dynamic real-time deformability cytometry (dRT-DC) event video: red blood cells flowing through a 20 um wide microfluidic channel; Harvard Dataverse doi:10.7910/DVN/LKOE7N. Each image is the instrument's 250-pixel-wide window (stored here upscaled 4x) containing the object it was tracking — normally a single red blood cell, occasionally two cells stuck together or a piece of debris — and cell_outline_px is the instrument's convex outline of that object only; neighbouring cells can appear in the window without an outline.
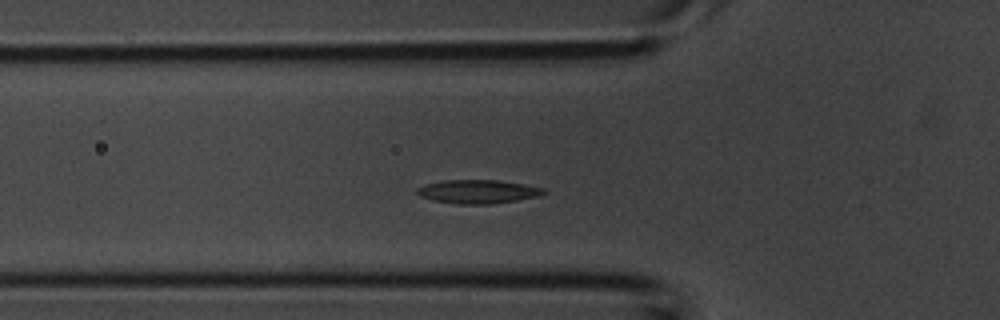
{"species": "common noctule bat (a hibernating species)", "species_latin": "Nyctalus noctula", "temperature_condition": "room temperature", "stored_images_in_passage": 38, "camera_frame_rate_fps": 3000, "um_per_image_px": 0.085, "animal": {"sex": "male", "body_mass_g": 20.1, "forearm_length_mm": 53.5}, "frame": {"image": 1, "passage_image": 8, "time_ms": 2.333, "image_size_px": [1000, 320], "cell_outline_px": [[548, 192], [536, 196], [516, 200], [492, 204], [456, 204], [432, 200], [420, 196], [416, 192], [416, 188], [424, 184], [444, 180], [496, 180], [524, 184], [544, 188]], "centroid_in_image_um": [40.58, 16.28], "position_along_channel_um": 85.2, "area_um2": 17.46}}
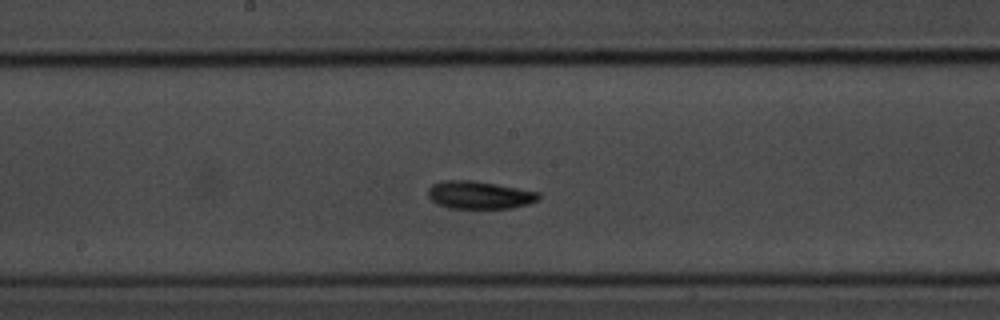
{"frame": {"image": 2, "passage_image": 16, "time_ms": 5.0, "image_size_px": [1000, 320], "cell_outline_px": [[540, 196], [536, 200], [528, 204], [512, 208], [448, 208], [432, 200], [428, 196], [428, 188], [432, 184], [444, 180], [472, 180], [496, 184], [540, 192]], "centroid_in_image_um": [40.74, 16.57], "position_along_channel_um": 207.5, "area_um2": 17.8}}
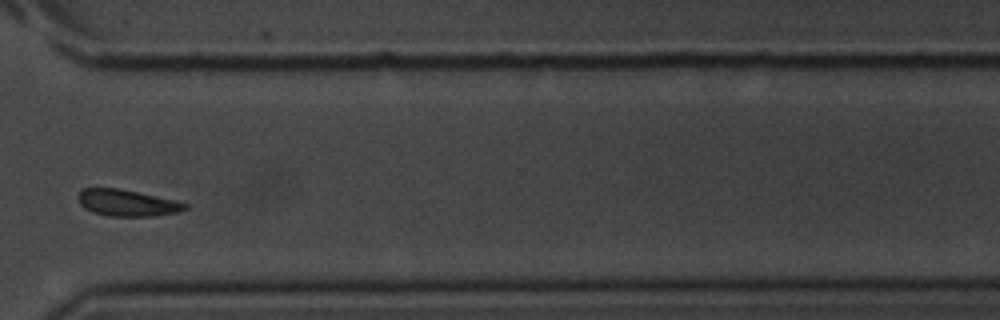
{"frame": {"image": 3, "passage_image": 26, "time_ms": 8.333, "image_size_px": [1000, 320], "cell_outline_px": [[188, 208], [176, 212], [152, 216], [108, 216], [92, 212], [84, 208], [80, 204], [76, 196], [84, 188], [116, 188], [176, 200], [188, 204]], "centroid_in_image_um": [10.77, 17.25], "position_along_channel_um": 359.8, "area_um2": 16.42}}